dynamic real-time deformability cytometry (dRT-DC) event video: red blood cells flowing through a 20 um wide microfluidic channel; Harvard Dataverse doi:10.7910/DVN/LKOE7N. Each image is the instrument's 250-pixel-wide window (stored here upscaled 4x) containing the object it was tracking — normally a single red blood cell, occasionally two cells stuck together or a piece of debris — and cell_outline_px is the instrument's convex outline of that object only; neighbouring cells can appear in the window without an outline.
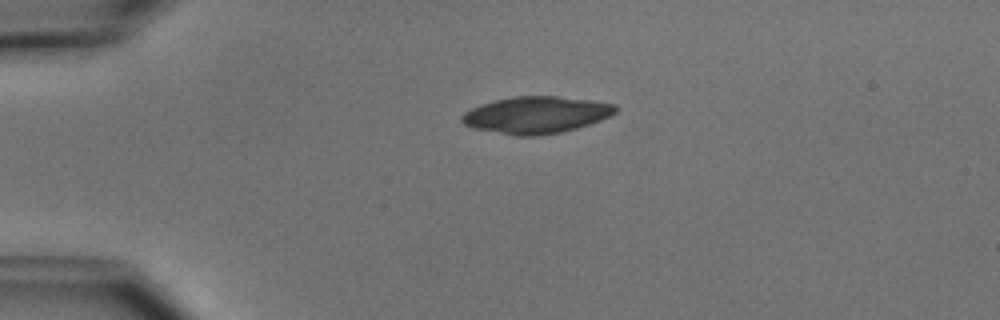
{"species": "common noctule bat (a hibernating species)", "species_latin": "Nyctalus noctula", "temperature_condition": "cold", "stored_images_in_passage": 2, "camera_frame_rate_fps": 3000, "um_per_image_px": 0.085, "animal": {"sex": "male", "body_mass_g": 15.6}, "frame": {"image": 1, "passage_image": 1, "time_ms": 0.0, "image_size_px": [1000, 320], "cell_outline_px": [[620, 108], [616, 112], [600, 120], [576, 128], [560, 132], [536, 136], [516, 136], [472, 128], [464, 124], [460, 120], [460, 116], [464, 112], [480, 104], [492, 100], [512, 96], [556, 96], [592, 100], [616, 104]], "centroid_in_image_um": [45.55, 9.76], "position_along_channel_um": 39.5, "area_um2": 33.23}}